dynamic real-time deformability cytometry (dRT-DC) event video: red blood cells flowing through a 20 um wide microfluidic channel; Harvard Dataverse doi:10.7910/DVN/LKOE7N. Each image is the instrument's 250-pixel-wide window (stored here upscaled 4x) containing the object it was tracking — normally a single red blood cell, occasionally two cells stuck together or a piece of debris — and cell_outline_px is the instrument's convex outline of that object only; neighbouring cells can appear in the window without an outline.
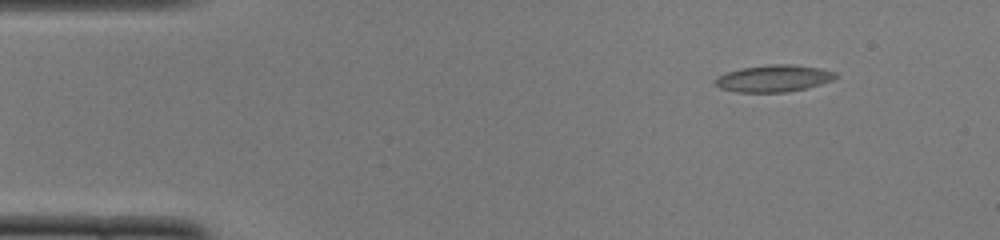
{"species": "common noctule bat (a hibernating species)", "species_latin": "Nyctalus noctula", "temperature_condition": "cold", "stored_images_in_passage": 51, "camera_frame_rate_fps": 3000, "um_per_image_px": 0.085, "animal": {"sex": "female", "body_mass_g": 22.0, "forearm_length_mm": 56.7}, "frame": {"image": 1, "passage_image": 6, "time_ms": 1.667, "image_size_px": [1000, 240], "cell_outline_px": [[836, 76], [832, 80], [820, 84], [788, 92], [736, 92], [720, 88], [716, 84], [716, 76], [740, 68], [768, 64], [792, 64], [820, 68], [836, 72]], "centroid_in_image_um": [65.75, 6.65], "position_along_channel_um": 19.3, "area_um2": 18.79}}
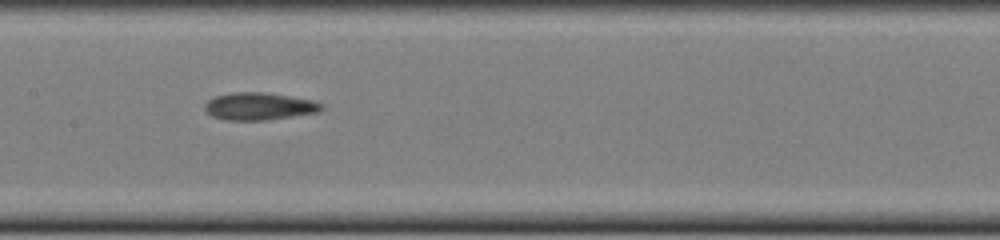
{"frame": {"image": 2, "passage_image": 25, "time_ms": 8.0, "image_size_px": [1000, 240], "cell_outline_px": [[324, 108], [316, 112], [268, 120], [224, 120], [212, 116], [204, 108], [204, 104], [208, 100], [216, 96], [232, 92], [260, 92], [288, 96], [312, 100], [324, 104]], "centroid_in_image_um": [22.0, 9.04], "position_along_channel_um": 185.4, "area_um2": 18.5}}
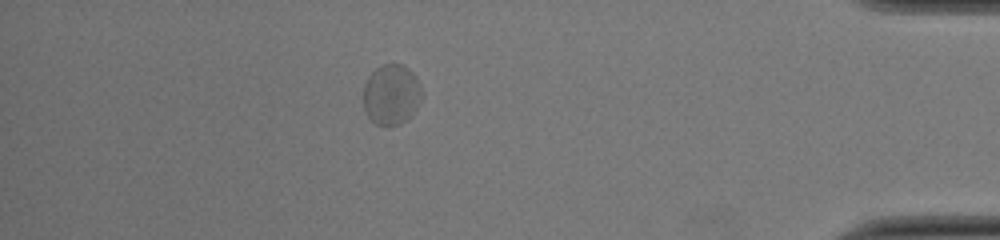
{"frame": {"image": 3, "passage_image": 45, "time_ms": 14.667, "image_size_px": [1000, 240], "cell_outline_px": [[420, 100], [412, 116], [400, 124], [388, 128], [384, 128], [376, 124], [368, 116], [364, 108], [364, 84], [368, 76], [380, 64], [404, 64], [416, 76], [420, 84]], "centroid_in_image_um": [33.25, 8.06], "position_along_channel_um": 401.9, "area_um2": 20.87}, "authors_computed_cell_mechanics": {"area_um2": 18.6116, "velocity_mm_per_s": 3.9011, "shape_relaxation_time_tau1_ms": 2.0343, "shape_relaxation_time_tau2_ms": 1.7576, "deformation_change_tau1": 0.0771, "deformation_change_tau2": 0.0467}}